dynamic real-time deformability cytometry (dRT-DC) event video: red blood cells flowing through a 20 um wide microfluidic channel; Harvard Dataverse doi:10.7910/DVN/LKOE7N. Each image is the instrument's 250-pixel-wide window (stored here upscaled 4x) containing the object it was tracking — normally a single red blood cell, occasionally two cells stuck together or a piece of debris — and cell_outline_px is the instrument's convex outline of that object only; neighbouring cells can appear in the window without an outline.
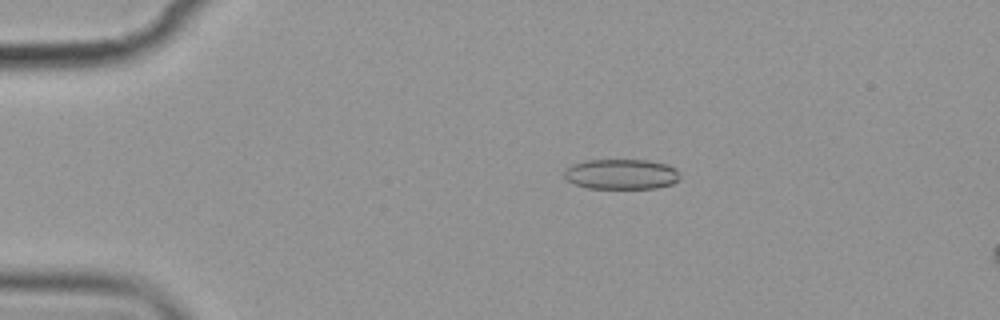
{"species": "common noctule bat (a hibernating species)", "species_latin": "Nyctalus noctula", "temperature_condition": "cold", "stored_images_in_passage": 3, "camera_frame_rate_fps": 3000, "um_per_image_px": 0.085, "animal": {"sex": "female", "body_mass_g": 19.9}, "frame": {"image": 1, "passage_image": 1, "time_ms": 0.0, "image_size_px": [1000, 320], "cell_outline_px": [[680, 180], [672, 184], [656, 188], [588, 188], [576, 184], [568, 180], [564, 176], [564, 168], [572, 164], [584, 160], [648, 160], [668, 164], [676, 168], [680, 176]], "centroid_in_image_um": [52.83, 14.79], "position_along_channel_um": 32.2, "area_um2": 20.58}}